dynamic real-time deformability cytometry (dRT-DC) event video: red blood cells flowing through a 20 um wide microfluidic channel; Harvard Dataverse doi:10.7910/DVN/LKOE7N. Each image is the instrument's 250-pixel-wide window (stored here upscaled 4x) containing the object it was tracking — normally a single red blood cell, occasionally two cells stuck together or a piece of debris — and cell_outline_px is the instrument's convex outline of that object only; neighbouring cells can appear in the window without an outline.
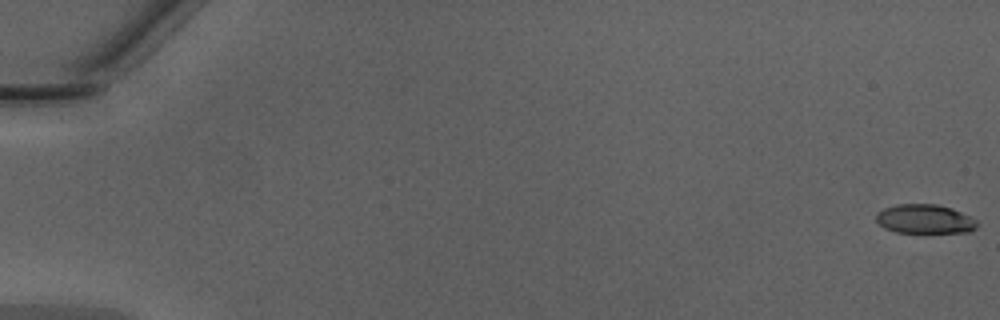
{"species": "Egyptian fruit bat (a non-hibernating species)", "species_latin": "Rousettus aegyptiacus", "temperature_condition": "warm", "stored_images_in_passage": 16, "camera_frame_rate_fps": 3000, "um_per_image_px": 0.085, "animal": {"sex": "male"}, "frame": {"image": 1, "passage_image": 1, "time_ms": 0.0, "image_size_px": [1000, 320], "cell_outline_px": [[980, 224], [976, 228], [968, 232], [896, 232], [884, 228], [876, 220], [876, 212], [884, 208], [896, 204], [936, 204], [952, 208], [972, 216]], "centroid_in_image_um": [78.63, 18.61], "position_along_channel_um": 6.4, "area_um2": 17.28}}
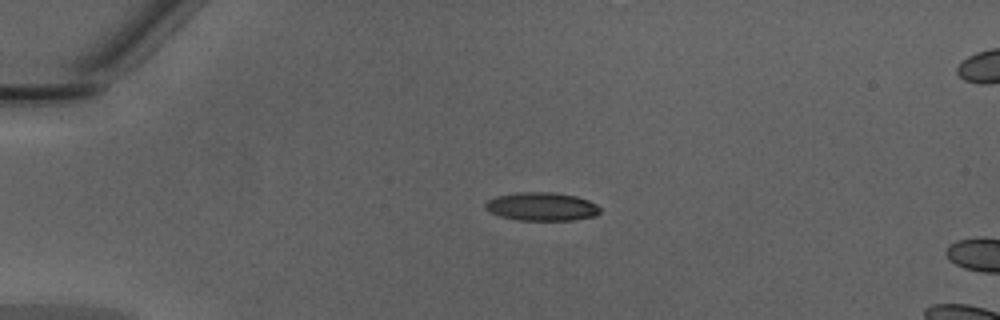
{"frame": {"image": 2, "passage_image": 13, "time_ms": 4.0, "image_size_px": [1000, 320], "cell_outline_px": [[600, 212], [596, 216], [572, 220], [520, 220], [500, 216], [484, 208], [484, 204], [488, 200], [496, 196], [516, 192], [552, 192], [576, 196], [588, 200], [596, 204], [600, 208]], "centroid_in_image_um": [46.05, 17.55], "position_along_channel_um": 39.0, "area_um2": 18.96}}